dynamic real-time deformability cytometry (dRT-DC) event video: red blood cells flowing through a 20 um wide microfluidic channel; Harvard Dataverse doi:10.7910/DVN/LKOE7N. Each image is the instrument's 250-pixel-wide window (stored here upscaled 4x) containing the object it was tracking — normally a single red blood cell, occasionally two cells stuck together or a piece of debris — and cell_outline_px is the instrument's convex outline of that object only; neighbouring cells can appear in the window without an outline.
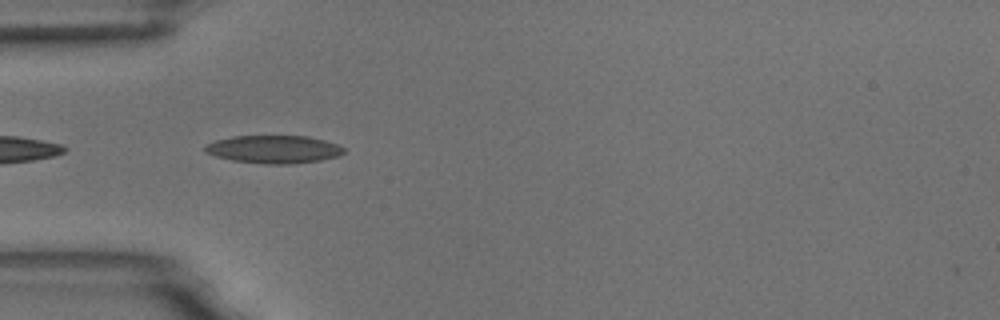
{"species": "common noctule bat (a hibernating species)", "species_latin": "Nyctalus noctula", "temperature_condition": "room temperature", "stored_images_in_passage": 10, "camera_frame_rate_fps": 3000, "um_per_image_px": 0.085, "animal": {"sex": "male", "body_mass_g": 18.8}, "frame": {"image": 1, "passage_image": 2, "time_ms": 0.333, "image_size_px": [1000, 320], "cell_outline_px": [[344, 152], [340, 156], [320, 160], [292, 164], [264, 164], [232, 160], [216, 156], [204, 152], [204, 148], [208, 144], [216, 140], [232, 136], [308, 136], [324, 140], [336, 144], [344, 148]], "centroid_in_image_um": [23.28, 12.69], "position_along_channel_um": 61.7, "area_um2": 22.54}}